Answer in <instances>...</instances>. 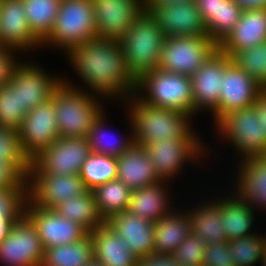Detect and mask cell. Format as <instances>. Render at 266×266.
Listing matches in <instances>:
<instances>
[{
  "instance_id": "6da1fadb",
  "label": "cell",
  "mask_w": 266,
  "mask_h": 266,
  "mask_svg": "<svg viewBox=\"0 0 266 266\" xmlns=\"http://www.w3.org/2000/svg\"><path fill=\"white\" fill-rule=\"evenodd\" d=\"M64 55L87 88L63 78V82L69 86L88 92L90 90L105 100L113 99L115 102H122L135 93L137 81L128 71L119 41L95 38L73 46Z\"/></svg>"
},
{
  "instance_id": "7a4b0ae2",
  "label": "cell",
  "mask_w": 266,
  "mask_h": 266,
  "mask_svg": "<svg viewBox=\"0 0 266 266\" xmlns=\"http://www.w3.org/2000/svg\"><path fill=\"white\" fill-rule=\"evenodd\" d=\"M124 101L138 145L151 146L164 138L180 139L193 128V117L188 113L150 105L135 93Z\"/></svg>"
},
{
  "instance_id": "3957f363",
  "label": "cell",
  "mask_w": 266,
  "mask_h": 266,
  "mask_svg": "<svg viewBox=\"0 0 266 266\" xmlns=\"http://www.w3.org/2000/svg\"><path fill=\"white\" fill-rule=\"evenodd\" d=\"M103 99L101 95L71 87L62 81L51 96L59 136L87 137L95 119L105 110Z\"/></svg>"
},
{
  "instance_id": "277c9868",
  "label": "cell",
  "mask_w": 266,
  "mask_h": 266,
  "mask_svg": "<svg viewBox=\"0 0 266 266\" xmlns=\"http://www.w3.org/2000/svg\"><path fill=\"white\" fill-rule=\"evenodd\" d=\"M165 38L155 16L144 10L119 40L128 71L136 81L159 68Z\"/></svg>"
},
{
  "instance_id": "5b68a950",
  "label": "cell",
  "mask_w": 266,
  "mask_h": 266,
  "mask_svg": "<svg viewBox=\"0 0 266 266\" xmlns=\"http://www.w3.org/2000/svg\"><path fill=\"white\" fill-rule=\"evenodd\" d=\"M135 94L150 105L185 112L195 118L190 76L154 69L137 81Z\"/></svg>"
},
{
  "instance_id": "8992f818",
  "label": "cell",
  "mask_w": 266,
  "mask_h": 266,
  "mask_svg": "<svg viewBox=\"0 0 266 266\" xmlns=\"http://www.w3.org/2000/svg\"><path fill=\"white\" fill-rule=\"evenodd\" d=\"M96 38V23L92 0H61L50 34L42 47H54L67 53L73 46Z\"/></svg>"
},
{
  "instance_id": "52a82bcc",
  "label": "cell",
  "mask_w": 266,
  "mask_h": 266,
  "mask_svg": "<svg viewBox=\"0 0 266 266\" xmlns=\"http://www.w3.org/2000/svg\"><path fill=\"white\" fill-rule=\"evenodd\" d=\"M200 138L195 129L192 128L180 139L164 138L151 146H143L152 160L158 178L173 182L172 180L185 169V164H190V162L191 164L193 162L200 164V159H205V155L207 158L206 153L209 144L205 147L204 140L202 141Z\"/></svg>"
},
{
  "instance_id": "ba28073f",
  "label": "cell",
  "mask_w": 266,
  "mask_h": 266,
  "mask_svg": "<svg viewBox=\"0 0 266 266\" xmlns=\"http://www.w3.org/2000/svg\"><path fill=\"white\" fill-rule=\"evenodd\" d=\"M215 126L219 138L235 148L241 161L266 153V129L260 126L255 105L229 112Z\"/></svg>"
},
{
  "instance_id": "9c48e42d",
  "label": "cell",
  "mask_w": 266,
  "mask_h": 266,
  "mask_svg": "<svg viewBox=\"0 0 266 266\" xmlns=\"http://www.w3.org/2000/svg\"><path fill=\"white\" fill-rule=\"evenodd\" d=\"M217 50L218 44L209 36H167L159 69L191 77Z\"/></svg>"
},
{
  "instance_id": "30bf717a",
  "label": "cell",
  "mask_w": 266,
  "mask_h": 266,
  "mask_svg": "<svg viewBox=\"0 0 266 266\" xmlns=\"http://www.w3.org/2000/svg\"><path fill=\"white\" fill-rule=\"evenodd\" d=\"M91 153L87 137H59L50 147L40 151L31 160L29 173L79 174Z\"/></svg>"
},
{
  "instance_id": "8fae6325",
  "label": "cell",
  "mask_w": 266,
  "mask_h": 266,
  "mask_svg": "<svg viewBox=\"0 0 266 266\" xmlns=\"http://www.w3.org/2000/svg\"><path fill=\"white\" fill-rule=\"evenodd\" d=\"M43 253L38 231L25 214L0 242V262L4 266H41Z\"/></svg>"
},
{
  "instance_id": "7c38bea8",
  "label": "cell",
  "mask_w": 266,
  "mask_h": 266,
  "mask_svg": "<svg viewBox=\"0 0 266 266\" xmlns=\"http://www.w3.org/2000/svg\"><path fill=\"white\" fill-rule=\"evenodd\" d=\"M87 189L79 174L50 175L29 173L27 178V198L45 209H55L60 203L75 198Z\"/></svg>"
},
{
  "instance_id": "4fadbf2b",
  "label": "cell",
  "mask_w": 266,
  "mask_h": 266,
  "mask_svg": "<svg viewBox=\"0 0 266 266\" xmlns=\"http://www.w3.org/2000/svg\"><path fill=\"white\" fill-rule=\"evenodd\" d=\"M24 214L35 225L43 250L77 242L88 234L78 223L59 215L53 209L35 206L28 198Z\"/></svg>"
},
{
  "instance_id": "5bb4252c",
  "label": "cell",
  "mask_w": 266,
  "mask_h": 266,
  "mask_svg": "<svg viewBox=\"0 0 266 266\" xmlns=\"http://www.w3.org/2000/svg\"><path fill=\"white\" fill-rule=\"evenodd\" d=\"M18 132L22 151L30 160L50 147L60 137L52 100L31 109Z\"/></svg>"
},
{
  "instance_id": "9a60e30c",
  "label": "cell",
  "mask_w": 266,
  "mask_h": 266,
  "mask_svg": "<svg viewBox=\"0 0 266 266\" xmlns=\"http://www.w3.org/2000/svg\"><path fill=\"white\" fill-rule=\"evenodd\" d=\"M96 38L119 41L145 10L143 0H92Z\"/></svg>"
},
{
  "instance_id": "2e32d148",
  "label": "cell",
  "mask_w": 266,
  "mask_h": 266,
  "mask_svg": "<svg viewBox=\"0 0 266 266\" xmlns=\"http://www.w3.org/2000/svg\"><path fill=\"white\" fill-rule=\"evenodd\" d=\"M218 108L211 114L216 124L231 111L254 106L263 88L232 62L222 76Z\"/></svg>"
},
{
  "instance_id": "e0dca14e",
  "label": "cell",
  "mask_w": 266,
  "mask_h": 266,
  "mask_svg": "<svg viewBox=\"0 0 266 266\" xmlns=\"http://www.w3.org/2000/svg\"><path fill=\"white\" fill-rule=\"evenodd\" d=\"M232 58L217 50L190 78L194 98V116L199 112L218 108L222 76L232 63Z\"/></svg>"
},
{
  "instance_id": "ac0fdd59",
  "label": "cell",
  "mask_w": 266,
  "mask_h": 266,
  "mask_svg": "<svg viewBox=\"0 0 266 266\" xmlns=\"http://www.w3.org/2000/svg\"><path fill=\"white\" fill-rule=\"evenodd\" d=\"M42 68L39 64L36 65L35 61L22 60L11 76V79L20 86L21 107H25L28 112L49 101L53 91L63 81L64 76L52 75Z\"/></svg>"
},
{
  "instance_id": "d6986e66",
  "label": "cell",
  "mask_w": 266,
  "mask_h": 266,
  "mask_svg": "<svg viewBox=\"0 0 266 266\" xmlns=\"http://www.w3.org/2000/svg\"><path fill=\"white\" fill-rule=\"evenodd\" d=\"M150 12L157 19L166 37L208 36L195 1L157 4Z\"/></svg>"
},
{
  "instance_id": "ffe728a7",
  "label": "cell",
  "mask_w": 266,
  "mask_h": 266,
  "mask_svg": "<svg viewBox=\"0 0 266 266\" xmlns=\"http://www.w3.org/2000/svg\"><path fill=\"white\" fill-rule=\"evenodd\" d=\"M0 44L22 54L42 48V42L29 28L23 0H0Z\"/></svg>"
},
{
  "instance_id": "44dd1931",
  "label": "cell",
  "mask_w": 266,
  "mask_h": 266,
  "mask_svg": "<svg viewBox=\"0 0 266 266\" xmlns=\"http://www.w3.org/2000/svg\"><path fill=\"white\" fill-rule=\"evenodd\" d=\"M262 42H266V8L245 9L235 27L218 44V50L232 58Z\"/></svg>"
},
{
  "instance_id": "7402d4cb",
  "label": "cell",
  "mask_w": 266,
  "mask_h": 266,
  "mask_svg": "<svg viewBox=\"0 0 266 266\" xmlns=\"http://www.w3.org/2000/svg\"><path fill=\"white\" fill-rule=\"evenodd\" d=\"M106 224L138 258L154 254V222L137 217L126 210L113 215Z\"/></svg>"
},
{
  "instance_id": "603a6c76",
  "label": "cell",
  "mask_w": 266,
  "mask_h": 266,
  "mask_svg": "<svg viewBox=\"0 0 266 266\" xmlns=\"http://www.w3.org/2000/svg\"><path fill=\"white\" fill-rule=\"evenodd\" d=\"M237 167L233 193L249 204L255 211L266 210V157L246 158ZM258 207V208H257Z\"/></svg>"
},
{
  "instance_id": "cb8c5ba5",
  "label": "cell",
  "mask_w": 266,
  "mask_h": 266,
  "mask_svg": "<svg viewBox=\"0 0 266 266\" xmlns=\"http://www.w3.org/2000/svg\"><path fill=\"white\" fill-rule=\"evenodd\" d=\"M169 183L171 182L160 180L154 184L132 190L127 211L154 223L167 216L176 207L173 204L175 199L172 202L170 197L172 194L168 193L170 192L168 190L170 188L167 187L170 185Z\"/></svg>"
},
{
  "instance_id": "d4e9b609",
  "label": "cell",
  "mask_w": 266,
  "mask_h": 266,
  "mask_svg": "<svg viewBox=\"0 0 266 266\" xmlns=\"http://www.w3.org/2000/svg\"><path fill=\"white\" fill-rule=\"evenodd\" d=\"M116 159L117 179L131 190L160 181L155 174L152 160L142 145L134 143Z\"/></svg>"
},
{
  "instance_id": "484cf974",
  "label": "cell",
  "mask_w": 266,
  "mask_h": 266,
  "mask_svg": "<svg viewBox=\"0 0 266 266\" xmlns=\"http://www.w3.org/2000/svg\"><path fill=\"white\" fill-rule=\"evenodd\" d=\"M231 194V195H230ZM230 194L219 195L214 200L220 205V213L223 229L226 232L228 242L247 237L254 233L255 210L240 199L233 191ZM233 194V195H232ZM221 196V197H220Z\"/></svg>"
},
{
  "instance_id": "4316f807",
  "label": "cell",
  "mask_w": 266,
  "mask_h": 266,
  "mask_svg": "<svg viewBox=\"0 0 266 266\" xmlns=\"http://www.w3.org/2000/svg\"><path fill=\"white\" fill-rule=\"evenodd\" d=\"M93 238V258L104 266H137L138 257L107 224L89 233Z\"/></svg>"
},
{
  "instance_id": "83f0119b",
  "label": "cell",
  "mask_w": 266,
  "mask_h": 266,
  "mask_svg": "<svg viewBox=\"0 0 266 266\" xmlns=\"http://www.w3.org/2000/svg\"><path fill=\"white\" fill-rule=\"evenodd\" d=\"M175 208L154 223V254L172 255L192 232L187 209Z\"/></svg>"
},
{
  "instance_id": "f1b7e54d",
  "label": "cell",
  "mask_w": 266,
  "mask_h": 266,
  "mask_svg": "<svg viewBox=\"0 0 266 266\" xmlns=\"http://www.w3.org/2000/svg\"><path fill=\"white\" fill-rule=\"evenodd\" d=\"M210 199V201L206 200V203L203 202V204L201 200V205L197 203L195 207L187 208L192 233L206 244L228 242L226 232L222 226L220 205L213 197Z\"/></svg>"
},
{
  "instance_id": "f546056e",
  "label": "cell",
  "mask_w": 266,
  "mask_h": 266,
  "mask_svg": "<svg viewBox=\"0 0 266 266\" xmlns=\"http://www.w3.org/2000/svg\"><path fill=\"white\" fill-rule=\"evenodd\" d=\"M104 112L106 111L103 110L100 113L91 127L89 135L87 136L89 145L93 153L119 157L135 143L130 118L129 116L127 117L129 128H131V131L129 132L130 134H125L126 136L123 135V137L118 135L117 138L115 135L113 138V133H110L109 130H107V117H105L107 113Z\"/></svg>"
},
{
  "instance_id": "4dcf8cb0",
  "label": "cell",
  "mask_w": 266,
  "mask_h": 266,
  "mask_svg": "<svg viewBox=\"0 0 266 266\" xmlns=\"http://www.w3.org/2000/svg\"><path fill=\"white\" fill-rule=\"evenodd\" d=\"M54 210L59 215L78 223L88 233L106 224L98 211L93 190H87L80 196L60 203Z\"/></svg>"
},
{
  "instance_id": "1f68e13d",
  "label": "cell",
  "mask_w": 266,
  "mask_h": 266,
  "mask_svg": "<svg viewBox=\"0 0 266 266\" xmlns=\"http://www.w3.org/2000/svg\"><path fill=\"white\" fill-rule=\"evenodd\" d=\"M93 250L88 233L77 242L44 250L41 266H85L93 259Z\"/></svg>"
},
{
  "instance_id": "d6a6232c",
  "label": "cell",
  "mask_w": 266,
  "mask_h": 266,
  "mask_svg": "<svg viewBox=\"0 0 266 266\" xmlns=\"http://www.w3.org/2000/svg\"><path fill=\"white\" fill-rule=\"evenodd\" d=\"M98 211L107 221L128 209L132 190L118 179L99 185L94 190Z\"/></svg>"
},
{
  "instance_id": "836d02e7",
  "label": "cell",
  "mask_w": 266,
  "mask_h": 266,
  "mask_svg": "<svg viewBox=\"0 0 266 266\" xmlns=\"http://www.w3.org/2000/svg\"><path fill=\"white\" fill-rule=\"evenodd\" d=\"M61 0H23L29 28L42 42L52 31Z\"/></svg>"
},
{
  "instance_id": "e575fe53",
  "label": "cell",
  "mask_w": 266,
  "mask_h": 266,
  "mask_svg": "<svg viewBox=\"0 0 266 266\" xmlns=\"http://www.w3.org/2000/svg\"><path fill=\"white\" fill-rule=\"evenodd\" d=\"M79 176L87 190L117 179V159L114 156L91 153L84 162Z\"/></svg>"
},
{
  "instance_id": "d590c367",
  "label": "cell",
  "mask_w": 266,
  "mask_h": 266,
  "mask_svg": "<svg viewBox=\"0 0 266 266\" xmlns=\"http://www.w3.org/2000/svg\"><path fill=\"white\" fill-rule=\"evenodd\" d=\"M229 247V257L235 266H253L259 263L262 266L266 249V234L256 232L247 237L236 238L229 242Z\"/></svg>"
},
{
  "instance_id": "8d00e7d4",
  "label": "cell",
  "mask_w": 266,
  "mask_h": 266,
  "mask_svg": "<svg viewBox=\"0 0 266 266\" xmlns=\"http://www.w3.org/2000/svg\"><path fill=\"white\" fill-rule=\"evenodd\" d=\"M28 111L21 107L20 86L11 78L0 87V126L19 130Z\"/></svg>"
},
{
  "instance_id": "74e56055",
  "label": "cell",
  "mask_w": 266,
  "mask_h": 266,
  "mask_svg": "<svg viewBox=\"0 0 266 266\" xmlns=\"http://www.w3.org/2000/svg\"><path fill=\"white\" fill-rule=\"evenodd\" d=\"M0 162L14 165L28 178L31 160L22 151L19 132L15 129L0 126Z\"/></svg>"
},
{
  "instance_id": "f35d334b",
  "label": "cell",
  "mask_w": 266,
  "mask_h": 266,
  "mask_svg": "<svg viewBox=\"0 0 266 266\" xmlns=\"http://www.w3.org/2000/svg\"><path fill=\"white\" fill-rule=\"evenodd\" d=\"M232 61L262 88L266 86V42L237 52Z\"/></svg>"
},
{
  "instance_id": "ab89813d",
  "label": "cell",
  "mask_w": 266,
  "mask_h": 266,
  "mask_svg": "<svg viewBox=\"0 0 266 266\" xmlns=\"http://www.w3.org/2000/svg\"><path fill=\"white\" fill-rule=\"evenodd\" d=\"M27 188L0 189V217L18 220L24 214Z\"/></svg>"
},
{
  "instance_id": "60d3db41",
  "label": "cell",
  "mask_w": 266,
  "mask_h": 266,
  "mask_svg": "<svg viewBox=\"0 0 266 266\" xmlns=\"http://www.w3.org/2000/svg\"><path fill=\"white\" fill-rule=\"evenodd\" d=\"M206 243L202 242L192 232L176 248L172 256L179 266H188L203 263Z\"/></svg>"
},
{
  "instance_id": "b9f144b4",
  "label": "cell",
  "mask_w": 266,
  "mask_h": 266,
  "mask_svg": "<svg viewBox=\"0 0 266 266\" xmlns=\"http://www.w3.org/2000/svg\"><path fill=\"white\" fill-rule=\"evenodd\" d=\"M205 24L208 36L220 43L221 0H194Z\"/></svg>"
},
{
  "instance_id": "7bdbcfd3",
  "label": "cell",
  "mask_w": 266,
  "mask_h": 266,
  "mask_svg": "<svg viewBox=\"0 0 266 266\" xmlns=\"http://www.w3.org/2000/svg\"><path fill=\"white\" fill-rule=\"evenodd\" d=\"M229 242L209 243L203 255L204 266H235L229 257Z\"/></svg>"
},
{
  "instance_id": "ee69618b",
  "label": "cell",
  "mask_w": 266,
  "mask_h": 266,
  "mask_svg": "<svg viewBox=\"0 0 266 266\" xmlns=\"http://www.w3.org/2000/svg\"><path fill=\"white\" fill-rule=\"evenodd\" d=\"M243 9L234 0H221L220 42L229 34L239 21Z\"/></svg>"
},
{
  "instance_id": "f6af8a7d",
  "label": "cell",
  "mask_w": 266,
  "mask_h": 266,
  "mask_svg": "<svg viewBox=\"0 0 266 266\" xmlns=\"http://www.w3.org/2000/svg\"><path fill=\"white\" fill-rule=\"evenodd\" d=\"M19 50L11 47L0 46V87L10 81L14 69L21 63L19 58L15 56L19 54ZM18 61V62H17Z\"/></svg>"
},
{
  "instance_id": "bcb514c9",
  "label": "cell",
  "mask_w": 266,
  "mask_h": 266,
  "mask_svg": "<svg viewBox=\"0 0 266 266\" xmlns=\"http://www.w3.org/2000/svg\"><path fill=\"white\" fill-rule=\"evenodd\" d=\"M27 188V178L12 164L0 162V189Z\"/></svg>"
},
{
  "instance_id": "7dc6e473",
  "label": "cell",
  "mask_w": 266,
  "mask_h": 266,
  "mask_svg": "<svg viewBox=\"0 0 266 266\" xmlns=\"http://www.w3.org/2000/svg\"><path fill=\"white\" fill-rule=\"evenodd\" d=\"M137 266H179L172 255L153 254L138 259Z\"/></svg>"
},
{
  "instance_id": "c3c4849f",
  "label": "cell",
  "mask_w": 266,
  "mask_h": 266,
  "mask_svg": "<svg viewBox=\"0 0 266 266\" xmlns=\"http://www.w3.org/2000/svg\"><path fill=\"white\" fill-rule=\"evenodd\" d=\"M257 107L260 126L266 129V91H262L255 103Z\"/></svg>"
},
{
  "instance_id": "681fc988",
  "label": "cell",
  "mask_w": 266,
  "mask_h": 266,
  "mask_svg": "<svg viewBox=\"0 0 266 266\" xmlns=\"http://www.w3.org/2000/svg\"><path fill=\"white\" fill-rule=\"evenodd\" d=\"M243 10L266 8V0H234Z\"/></svg>"
},
{
  "instance_id": "f907efd6",
  "label": "cell",
  "mask_w": 266,
  "mask_h": 266,
  "mask_svg": "<svg viewBox=\"0 0 266 266\" xmlns=\"http://www.w3.org/2000/svg\"><path fill=\"white\" fill-rule=\"evenodd\" d=\"M17 220H7L5 217H0V242L8 235L11 227Z\"/></svg>"
},
{
  "instance_id": "816d5d0a",
  "label": "cell",
  "mask_w": 266,
  "mask_h": 266,
  "mask_svg": "<svg viewBox=\"0 0 266 266\" xmlns=\"http://www.w3.org/2000/svg\"><path fill=\"white\" fill-rule=\"evenodd\" d=\"M176 1H194V0H143L145 10H151L157 4H165L168 2H176Z\"/></svg>"
},
{
  "instance_id": "f5cc1de1",
  "label": "cell",
  "mask_w": 266,
  "mask_h": 266,
  "mask_svg": "<svg viewBox=\"0 0 266 266\" xmlns=\"http://www.w3.org/2000/svg\"><path fill=\"white\" fill-rule=\"evenodd\" d=\"M85 266H104L100 262L96 261L94 258Z\"/></svg>"
},
{
  "instance_id": "db71d44e",
  "label": "cell",
  "mask_w": 266,
  "mask_h": 266,
  "mask_svg": "<svg viewBox=\"0 0 266 266\" xmlns=\"http://www.w3.org/2000/svg\"><path fill=\"white\" fill-rule=\"evenodd\" d=\"M262 266H266V249H265V255H264V260Z\"/></svg>"
},
{
  "instance_id": "11a10c76",
  "label": "cell",
  "mask_w": 266,
  "mask_h": 266,
  "mask_svg": "<svg viewBox=\"0 0 266 266\" xmlns=\"http://www.w3.org/2000/svg\"><path fill=\"white\" fill-rule=\"evenodd\" d=\"M188 266H204L203 263L200 264H194V265H188Z\"/></svg>"
}]
</instances>
